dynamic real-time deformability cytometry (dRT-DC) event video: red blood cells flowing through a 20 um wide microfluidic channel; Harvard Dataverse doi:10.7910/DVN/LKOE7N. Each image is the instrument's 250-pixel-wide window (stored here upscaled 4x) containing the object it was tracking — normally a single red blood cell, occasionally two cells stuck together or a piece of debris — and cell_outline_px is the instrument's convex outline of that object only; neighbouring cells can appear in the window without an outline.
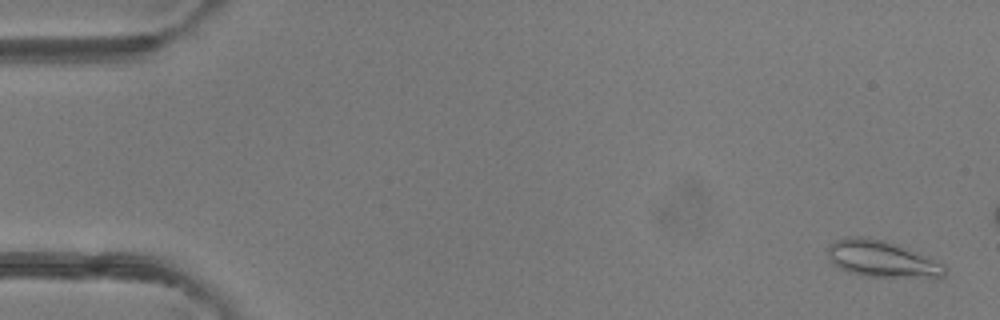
{"species": "common noctule bat (a hibernating species)", "species_latin": "Nyctalus noctula", "temperature_condition": "room temperature", "stored_images_in_passage": 50, "camera_frame_rate_fps": 3000, "um_per_image_px": 0.085, "animal": {"sex": "female"}, "frame": {"image": 1, "passage_image": 2, "time_ms": 0.333, "image_size_px": [1000, 320], "cell_outline_px": [[944, 276], [864, 276], [848, 272], [832, 264], [828, 260], [828, 244], [844, 236], [856, 236], [884, 240], [896, 244], [916, 252], [944, 264]], "centroid_in_image_um": [74.83, 21.98], "position_along_channel_um": 10.2, "area_um2": 24.39}}
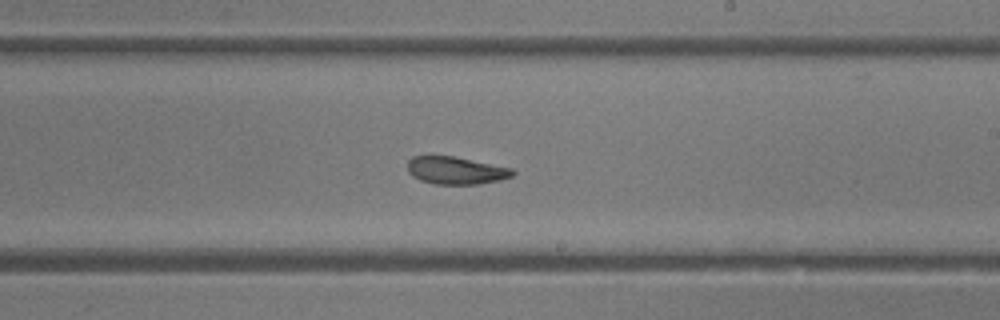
{"frame": {"image": 2, "passage_image": 29, "time_ms": 9.333, "image_size_px": [1000, 320], "cell_outline_px": [[516, 172], [512, 176], [500, 180], [480, 184], [436, 184], [420, 180], [412, 176], [408, 172], [408, 160], [412, 156], [452, 156], [512, 168]], "centroid_in_image_um": [38.75, 14.49], "position_along_channel_um": 250.3, "area_um2": 16.82}}
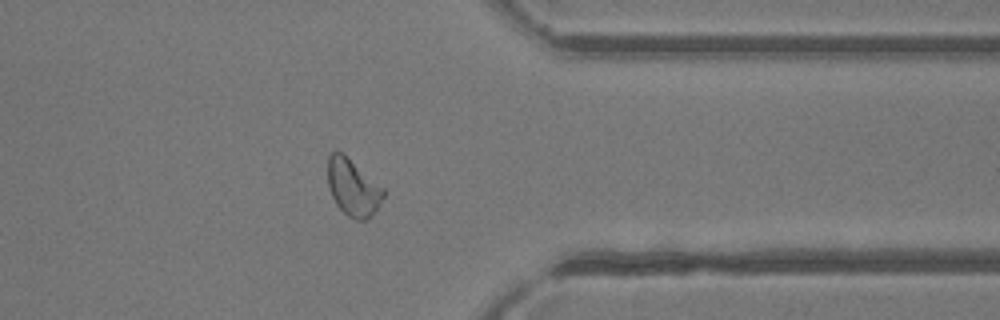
{"frame": {"image": 3, "passage_image": 39, "time_ms": 12.667, "image_size_px": [1000, 320], "cell_outline_px": [[384, 196], [380, 204], [364, 220], [356, 220], [348, 216], [336, 204], [332, 196], [328, 184], [328, 156], [332, 152], [344, 152], [384, 188]], "centroid_in_image_um": [29.99, 15.89], "position_along_channel_um": 381.4, "area_um2": 18.32}, "authors_computed_cell_mechanics": {"area_um2": 19.1029, "velocity_mm_per_s": 4.2273, "shape_relaxation_time_tau1_ms": 4.7193, "shape_relaxation_time_tau2_ms": 1.8596, "deformation_change_tau1": 0.1521, "deformation_change_tau2": 0.0711}}